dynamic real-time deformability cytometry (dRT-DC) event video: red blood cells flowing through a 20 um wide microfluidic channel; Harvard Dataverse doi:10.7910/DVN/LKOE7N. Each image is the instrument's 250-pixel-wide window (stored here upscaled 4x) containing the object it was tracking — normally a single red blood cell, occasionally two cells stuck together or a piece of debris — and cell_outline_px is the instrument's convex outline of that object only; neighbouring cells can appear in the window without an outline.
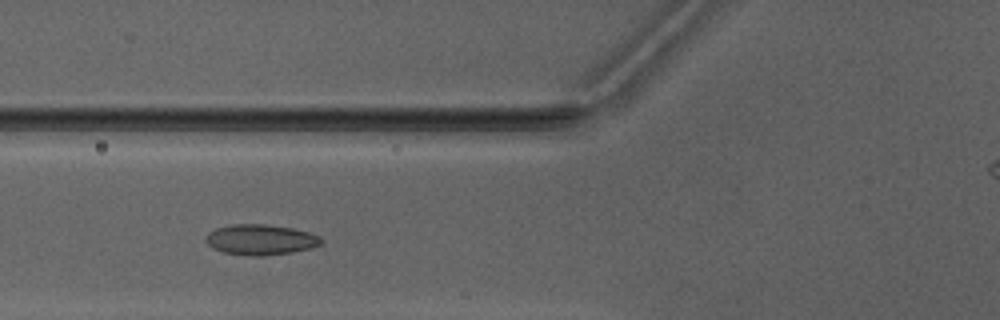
{"species": "Egyptian fruit bat (a non-hibernating species)", "species_latin": "Rousettus aegyptiacus", "temperature_condition": "warm", "stored_images_in_passage": 4, "camera_frame_rate_fps": 3000, "um_per_image_px": 0.085, "animal": {"sex": "male"}, "frame": {"image": 1, "passage_image": 3, "time_ms": 2.333, "image_size_px": [1000, 320], "cell_outline_px": [[324, 240], [320, 244], [312, 248], [292, 252], [260, 256], [248, 256], [224, 252], [212, 248], [204, 240], [208, 232], [216, 228], [232, 224], [264, 224], [292, 228], [308, 232], [320, 236]], "centroid_in_image_um": [22.14, 20.37], "position_along_channel_um": 103.7, "area_um2": 20.58}}
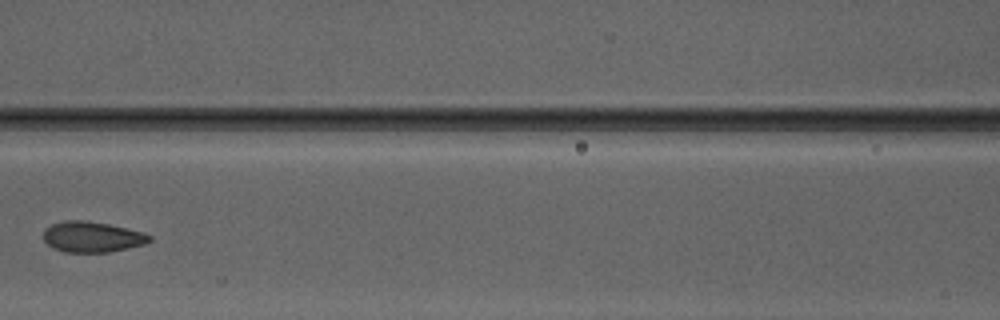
{"frame": {"image": 2, "passage_image": 4, "time_ms": 3.667, "image_size_px": [1000, 320], "cell_outline_px": [[152, 240], [144, 244], [128, 248], [108, 252], [64, 252], [52, 248], [44, 240], [44, 228], [52, 224], [64, 220], [88, 220], [108, 224], [144, 232], [152, 236]], "centroid_in_image_um": [7.82, 20.13], "position_along_channel_um": 158.8, "area_um2": 19.07}}